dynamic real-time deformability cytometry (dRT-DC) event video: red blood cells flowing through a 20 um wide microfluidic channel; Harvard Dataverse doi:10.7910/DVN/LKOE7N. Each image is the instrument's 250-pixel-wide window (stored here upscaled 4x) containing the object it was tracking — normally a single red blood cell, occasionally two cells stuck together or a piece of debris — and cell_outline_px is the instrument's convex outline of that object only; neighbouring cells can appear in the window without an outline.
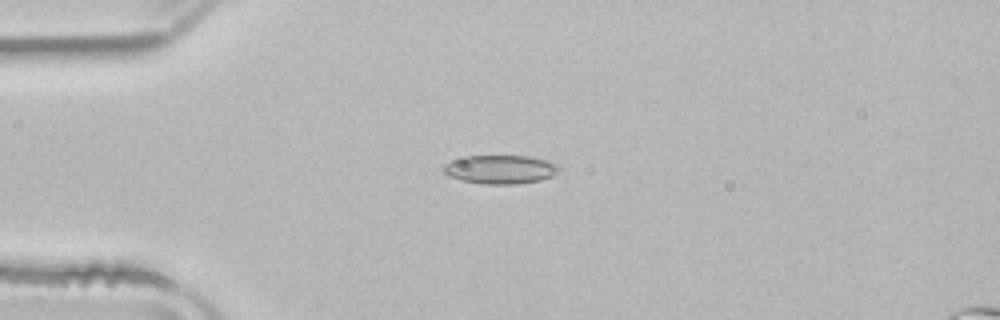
{"species": "common noctule bat (a hibernating species)", "species_latin": "Nyctalus noctula", "temperature_condition": "room temperature", "stored_images_in_passage": 4, "camera_frame_rate_fps": 3000, "um_per_image_px": 0.085, "animal": {"sex": "male", "body_mass_g": 21.5, "forearm_length_mm": 52.0}, "frame": {"image": 1, "passage_image": 3, "time_ms": 3.0, "image_size_px": [1000, 320], "cell_outline_px": [[560, 168], [552, 176], [540, 180], [516, 184], [484, 184], [460, 180], [448, 176], [440, 168], [444, 164], [452, 160], [464, 156], [528, 156], [560, 164]], "centroid_in_image_um": [42.49, 14.4], "position_along_channel_um": 42.5, "area_um2": 19.42}}